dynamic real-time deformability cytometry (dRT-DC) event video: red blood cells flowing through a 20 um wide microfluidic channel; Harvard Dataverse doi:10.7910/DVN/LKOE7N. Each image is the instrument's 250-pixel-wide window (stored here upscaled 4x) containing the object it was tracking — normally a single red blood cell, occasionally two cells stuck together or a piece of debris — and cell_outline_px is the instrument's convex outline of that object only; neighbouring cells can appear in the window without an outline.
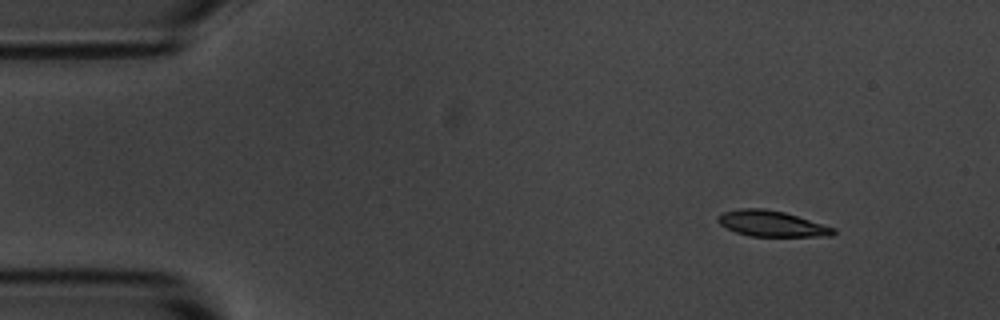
{"species": "common noctule bat (a hibernating species)", "species_latin": "Nyctalus noctula", "temperature_condition": "room temperature", "stored_images_in_passage": 5, "segment_of_instrument_passage": [1, 2], "camera_frame_rate_fps": 3000, "um_per_image_px": 0.085, "animal": {"sex": "male", "body_mass_g": 20.1, "forearm_length_mm": 53.5}, "frame": {"image": 1, "passage_image": 1, "time_ms": 0.0, "image_size_px": [1000, 320], "cell_outline_px": [[836, 232], [832, 236], [748, 236], [736, 232], [720, 224], [716, 220], [724, 212], [740, 208], [764, 208], [784, 212], [836, 228]], "centroid_in_image_um": [65.61, 19.01], "position_along_channel_um": 19.4, "area_um2": 17.22}}
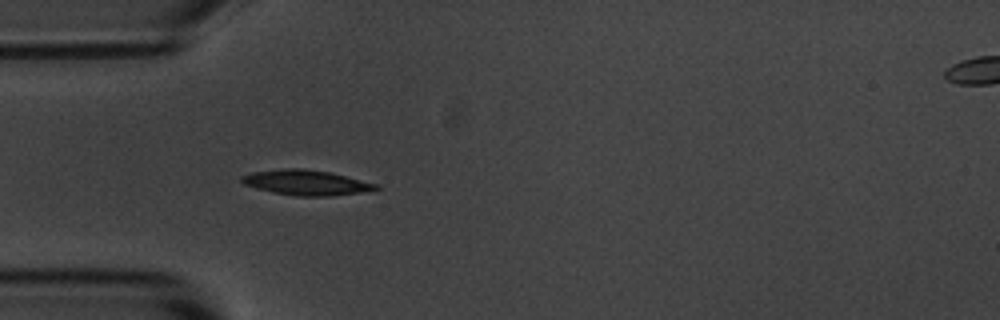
{"frame": {"image": 2, "passage_image": 4, "time_ms": 3.333, "image_size_px": [1000, 320], "cell_outline_px": [[380, 188], [360, 192], [332, 196], [296, 196], [272, 192], [256, 188], [244, 184], [240, 180], [240, 176], [252, 172], [284, 168], [304, 168], [328, 172], [380, 184]], "centroid_in_image_um": [26.01, 15.52], "position_along_channel_um": 59.0, "area_um2": 19.65}}